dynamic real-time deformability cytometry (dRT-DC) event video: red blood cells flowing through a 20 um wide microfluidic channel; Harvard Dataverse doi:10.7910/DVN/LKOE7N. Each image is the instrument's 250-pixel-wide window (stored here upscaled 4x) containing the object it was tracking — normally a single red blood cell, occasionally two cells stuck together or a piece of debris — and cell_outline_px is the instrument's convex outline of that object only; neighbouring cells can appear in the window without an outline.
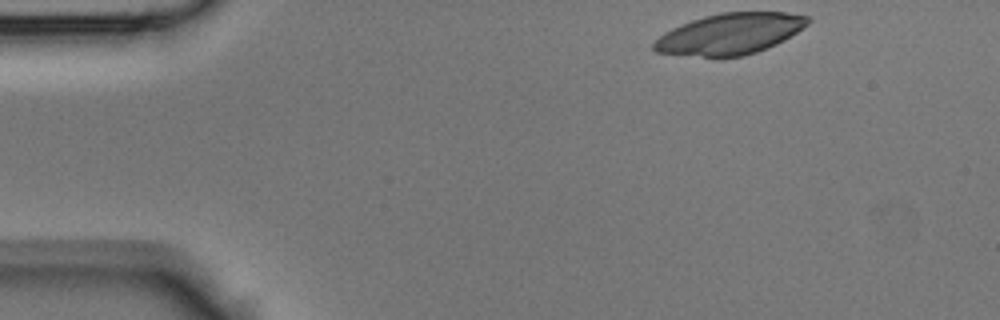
{"species": "Egyptian fruit bat (a non-hibernating species)", "species_latin": "Rousettus aegyptiacus", "temperature_condition": "room temperature", "stored_images_in_passage": 8, "camera_frame_rate_fps": 3000, "um_per_image_px": 0.085, "animal": {"sex": "male"}, "frame": {"image": 1, "passage_image": 1, "time_ms": 0.0, "image_size_px": [1000, 320], "cell_outline_px": [[812, 20], [808, 24], [784, 40], [776, 44], [756, 52], [740, 56], [704, 56], [656, 52], [652, 48], [652, 44], [664, 32], [672, 28], [692, 20], [704, 16], [720, 12], [784, 12], [808, 16]], "centroid_in_image_um": [62.06, 2.86], "position_along_channel_um": 22.9, "area_um2": 36.36}}